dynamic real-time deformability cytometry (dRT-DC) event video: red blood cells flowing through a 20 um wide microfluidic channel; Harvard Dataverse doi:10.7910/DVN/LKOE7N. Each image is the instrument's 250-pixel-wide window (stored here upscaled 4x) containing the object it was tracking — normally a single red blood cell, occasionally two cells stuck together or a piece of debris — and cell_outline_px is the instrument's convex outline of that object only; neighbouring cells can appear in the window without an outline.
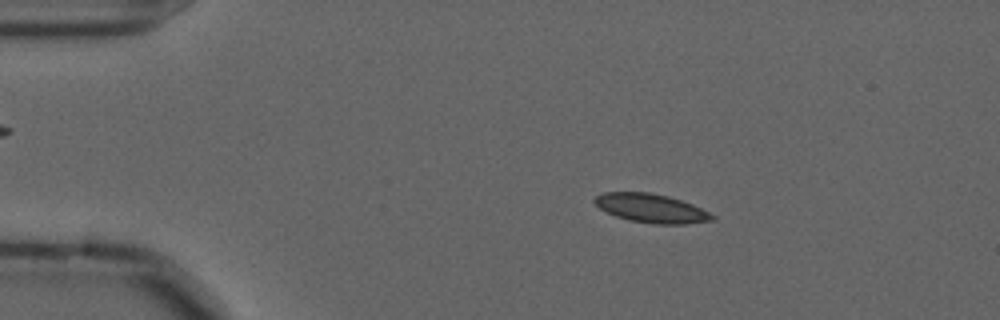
{"species": "common noctule bat (a hibernating species)", "species_latin": "Nyctalus noctula", "temperature_condition": "cold", "stored_images_in_passage": 57, "camera_frame_rate_fps": 3000, "um_per_image_px": 0.085, "animal": {"sex": "male", "forearm_length_mm": 52.5}, "frame": {"image": 1, "passage_image": 10, "time_ms": 3.0, "image_size_px": [1000, 320], "cell_outline_px": [[716, 220], [684, 224], [652, 224], [628, 220], [616, 216], [600, 208], [592, 200], [596, 196], [604, 192], [648, 192], [668, 196], [692, 204], [716, 216]], "centroid_in_image_um": [55.36, 17.71], "position_along_channel_um": 29.6, "area_um2": 19.71}}
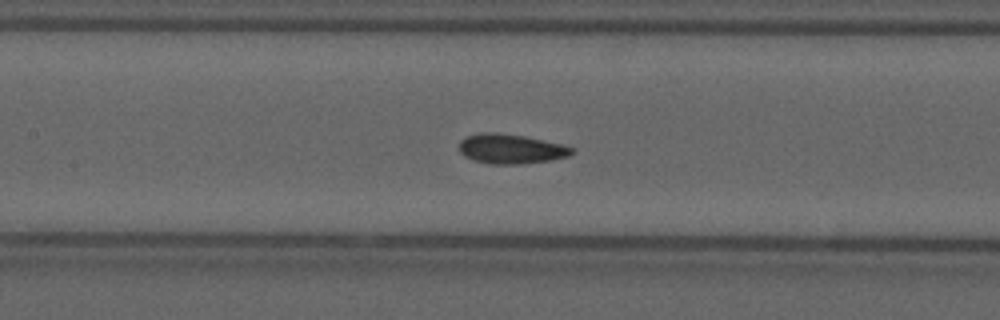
{"frame": {"image": 2, "passage_image": 26, "time_ms": 8.333, "image_size_px": [1000, 320], "cell_outline_px": [[576, 148], [568, 156], [552, 160], [520, 164], [488, 164], [464, 156], [460, 152], [460, 140], [468, 136], [480, 132], [496, 132], [524, 136], [560, 144]], "centroid_in_image_um": [43.42, 12.65], "position_along_channel_um": 164.0, "area_um2": 19.36}}
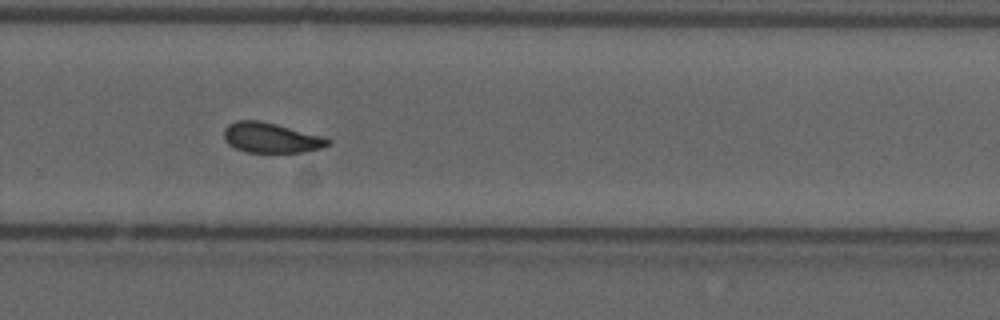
{"frame": {"image": 3, "passage_image": 38, "time_ms": 12.333, "image_size_px": [1000, 320], "cell_outline_px": [[332, 140], [328, 144], [320, 148], [304, 152], [244, 152], [228, 144], [224, 136], [224, 128], [228, 124], [236, 120], [260, 120], [276, 124], [320, 136]], "centroid_in_image_um": [22.98, 11.7], "position_along_channel_um": 306.8, "area_um2": 18.03}, "authors_computed_cell_mechanics": {"area_um2": 18.9006, "velocity_mm_per_s": 3.584, "shape_relaxation_time_tau1_ms": 9.5259, "shape_relaxation_time_tau2_ms": 1.827, "deformation_change_tau1": 0.1479, "deformation_change_tau2": 0.0524}}